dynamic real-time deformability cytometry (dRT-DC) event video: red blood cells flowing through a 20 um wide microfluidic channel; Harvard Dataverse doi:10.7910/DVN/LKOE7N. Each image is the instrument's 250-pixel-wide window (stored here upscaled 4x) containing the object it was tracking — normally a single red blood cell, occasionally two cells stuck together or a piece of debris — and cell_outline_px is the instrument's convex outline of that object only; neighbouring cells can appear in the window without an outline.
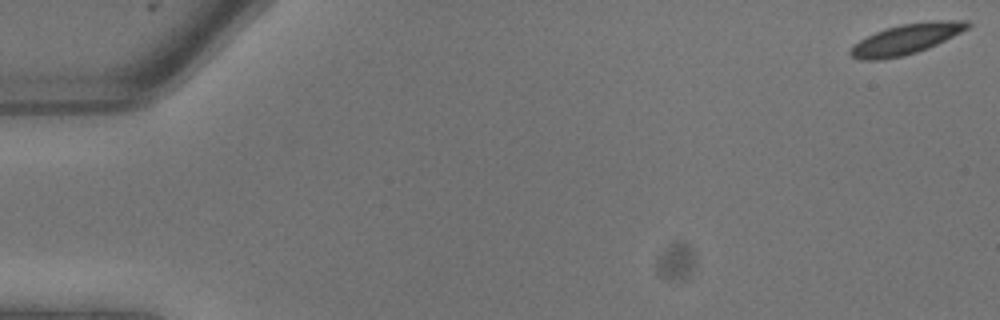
{"species": "common noctule bat (a hibernating species)", "species_latin": "Nyctalus noctula", "temperature_condition": "warm", "stored_images_in_passage": 11, "camera_frame_rate_fps": 3000, "um_per_image_px": 0.085, "animal": {"sex": "male", "body_mass_g": 13.3}, "frame": {"image": 1, "passage_image": 1, "time_ms": 0.0, "image_size_px": [1000, 320], "cell_outline_px": [[972, 24], [968, 28], [928, 48], [904, 56], [880, 60], [860, 60], [852, 56], [848, 52], [860, 40], [876, 32], [900, 24], [936, 20], [968, 20]], "centroid_in_image_um": [77.04, 3.32], "position_along_channel_um": 8.0, "area_um2": 20.4}}
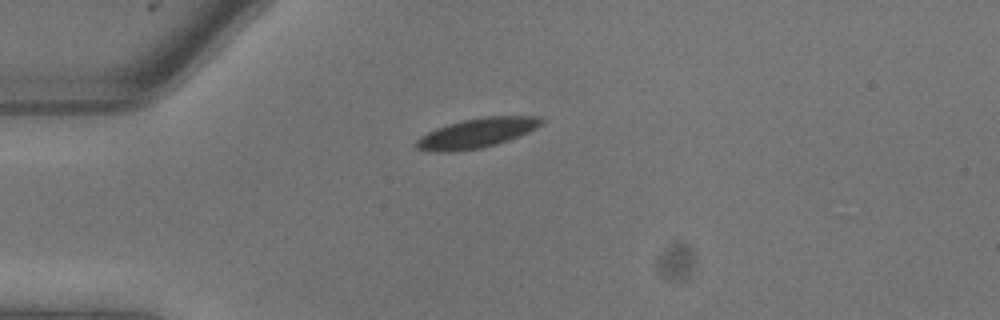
{"frame": {"image": 2, "passage_image": 7, "time_ms": 2.0, "image_size_px": [1000, 320], "cell_outline_px": [[544, 120], [536, 128], [528, 132], [508, 140], [496, 144], [480, 148], [452, 152], [428, 152], [416, 148], [416, 140], [420, 136], [436, 128], [448, 124], [464, 120], [484, 116], [540, 116]], "centroid_in_image_um": [40.49, 11.31], "position_along_channel_um": 44.5, "area_um2": 21.56}}
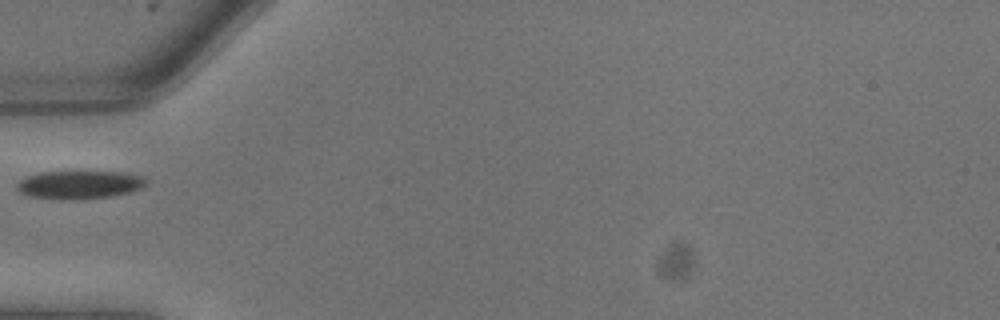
{"frame": {"image": 3, "passage_image": 9, "time_ms": 2.667, "image_size_px": [1000, 320], "cell_outline_px": [[148, 184], [132, 192], [112, 196], [76, 200], [72, 200], [32, 196], [20, 192], [16, 188], [16, 184], [24, 176], [40, 172], [124, 172], [144, 176], [148, 180]], "centroid_in_image_um": [6.8, 15.69], "position_along_channel_um": 78.2, "area_um2": 21.39}}